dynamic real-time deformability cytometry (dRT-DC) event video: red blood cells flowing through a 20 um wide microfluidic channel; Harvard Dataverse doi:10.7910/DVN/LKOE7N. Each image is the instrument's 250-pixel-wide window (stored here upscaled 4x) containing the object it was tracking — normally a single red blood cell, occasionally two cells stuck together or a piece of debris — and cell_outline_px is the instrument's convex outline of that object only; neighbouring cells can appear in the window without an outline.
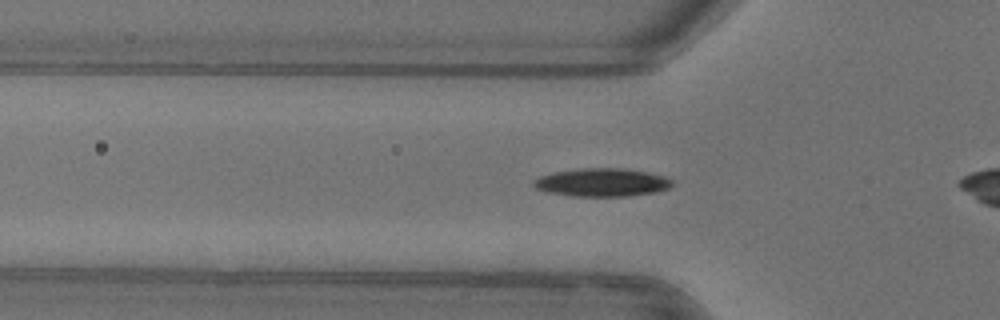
{"species": "common noctule bat (a hibernating species)", "species_latin": "Nyctalus noctula", "temperature_condition": "warm", "stored_images_in_passage": 30, "camera_frame_rate_fps": 3000, "um_per_image_px": 0.085, "animal": {"sex": "female"}, "frame": {"image": 1, "passage_image": 5, "time_ms": 1.333, "image_size_px": [1000, 320], "cell_outline_px": [[672, 184], [668, 188], [656, 192], [628, 196], [572, 196], [548, 192], [536, 188], [532, 184], [540, 176], [556, 172], [584, 168], [620, 168], [648, 172], [664, 176], [672, 180]], "centroid_in_image_um": [51.19, 15.51], "position_along_channel_um": 74.6, "area_um2": 22.48}}